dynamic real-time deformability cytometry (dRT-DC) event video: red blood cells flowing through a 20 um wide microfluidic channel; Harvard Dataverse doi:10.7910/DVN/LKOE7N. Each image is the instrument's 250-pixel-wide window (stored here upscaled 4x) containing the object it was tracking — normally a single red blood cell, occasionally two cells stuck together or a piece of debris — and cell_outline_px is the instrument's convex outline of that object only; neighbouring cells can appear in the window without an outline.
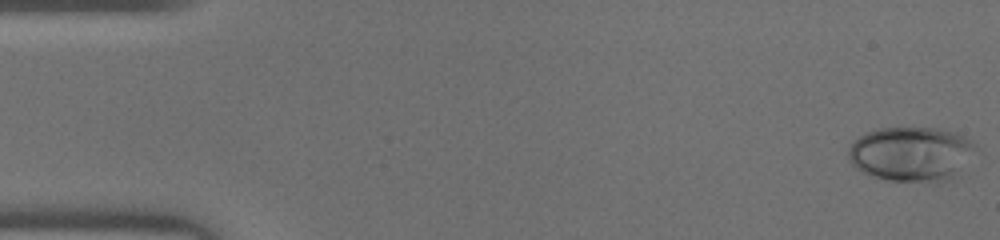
{"species": "human", "species_latin": "Homo sapiens", "temperature_condition": "warm", "stored_images_in_passage": 46, "camera_frame_rate_fps": 3000, "um_per_image_px": 0.085, "donor": {"sex": "male"}, "frame": {"image": 1, "passage_image": 1, "time_ms": 0.0, "image_size_px": [1000, 240], "cell_outline_px": [[980, 148], [956, 180], [940, 184], [932, 184], [888, 180], [872, 176], [860, 172], [848, 160], [848, 148], [864, 132], [880, 128], [936, 128], [956, 132], [972, 140]], "centroid_in_image_um": [77.57, 13.14], "position_along_channel_um": 7.4, "area_um2": 42.19}}
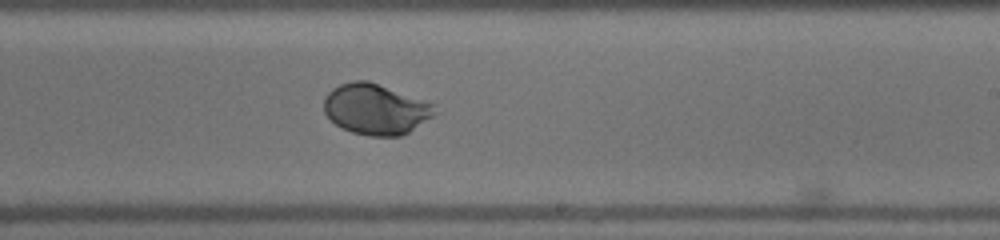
{"frame": {"image": 2, "passage_image": 28, "time_ms": 9.0, "image_size_px": [1000, 240], "cell_outline_px": [[432, 116], [408, 132], [400, 136], [368, 136], [352, 132], [340, 128], [324, 112], [324, 96], [332, 88], [340, 84], [352, 80], [368, 80], [432, 104]], "centroid_in_image_um": [31.83, 9.28], "position_along_channel_um": 257.2, "area_um2": 32.14}}
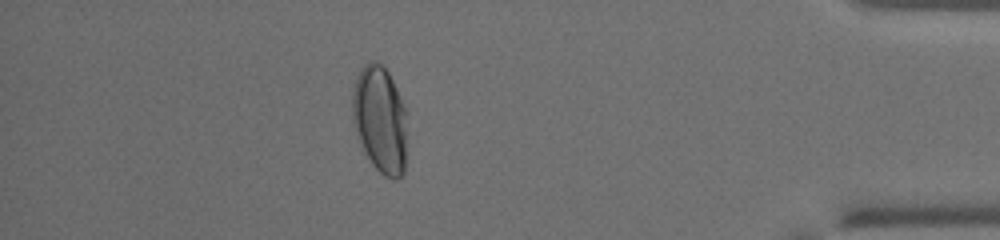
{"frame": {"image": 3, "passage_image": 41, "time_ms": 13.333, "image_size_px": [1000, 240], "cell_outline_px": [[408, 112], [404, 172], [396, 180], [392, 180], [384, 176], [372, 164], [364, 152], [356, 132], [352, 120], [352, 92], [356, 76], [360, 68], [364, 64], [372, 60], [376, 60], [388, 72], [408, 108]], "centroid_in_image_um": [32.33, 10.14], "position_along_channel_um": 402.9, "area_um2": 35.03}}